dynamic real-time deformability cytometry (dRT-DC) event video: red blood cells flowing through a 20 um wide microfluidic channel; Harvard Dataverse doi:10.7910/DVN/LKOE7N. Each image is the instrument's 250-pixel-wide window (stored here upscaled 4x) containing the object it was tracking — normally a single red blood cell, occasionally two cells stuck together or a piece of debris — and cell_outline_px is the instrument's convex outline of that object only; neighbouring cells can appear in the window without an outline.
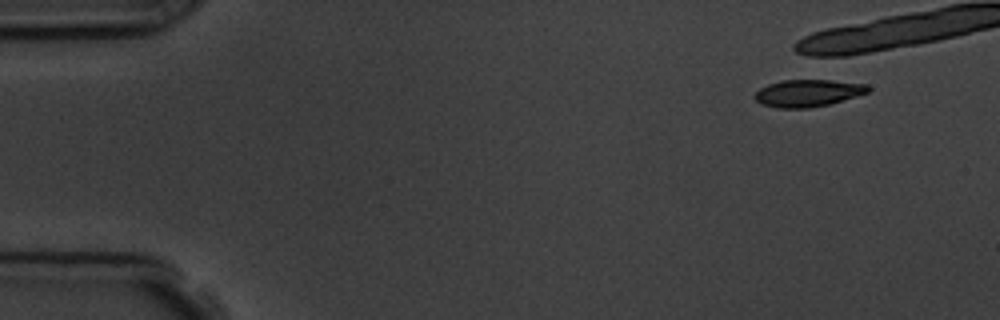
{"species": "common noctule bat (a hibernating species)", "species_latin": "Nyctalus noctula", "temperature_condition": "room temperature", "stored_images_in_passage": 8, "camera_frame_rate_fps": 3000, "um_per_image_px": 0.085, "animal": {"sex": "male", "body_mass_g": 19.5, "forearm_length_mm": 54.6}, "frame": {"image": 1, "passage_image": 2, "time_ms": 1.333, "image_size_px": [1000, 320], "cell_outline_px": [[872, 88], [868, 92], [856, 96], [828, 104], [808, 108], [776, 108], [760, 104], [752, 96], [760, 88], [768, 84], [784, 80], [828, 80], [868, 84]], "centroid_in_image_um": [68.64, 7.91], "position_along_channel_um": 16.4, "area_um2": 17.92}}